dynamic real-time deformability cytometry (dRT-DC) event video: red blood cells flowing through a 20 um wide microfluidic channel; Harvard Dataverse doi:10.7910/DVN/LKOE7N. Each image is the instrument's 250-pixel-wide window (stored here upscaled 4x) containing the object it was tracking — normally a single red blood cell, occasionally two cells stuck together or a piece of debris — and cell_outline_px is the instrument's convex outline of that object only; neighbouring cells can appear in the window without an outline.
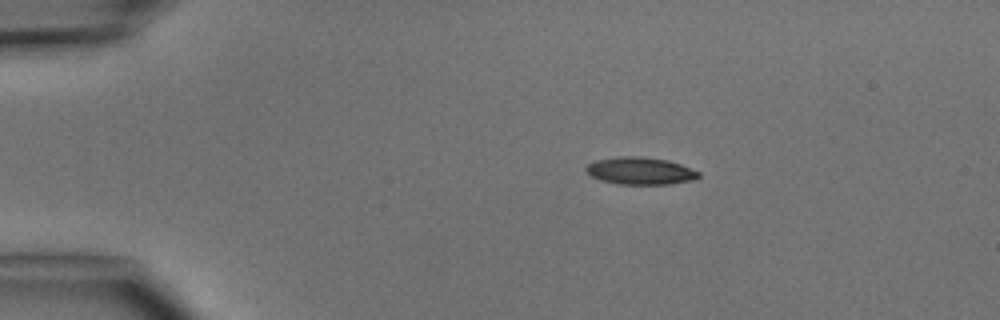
{"species": "common noctule bat (a hibernating species)", "species_latin": "Nyctalus noctula", "temperature_condition": "cold", "stored_images_in_passage": 5, "camera_frame_rate_fps": 3000, "um_per_image_px": 0.085, "animal": {"sex": "male", "body_mass_g": 15.6}, "frame": {"image": 1, "passage_image": 2, "time_ms": 1.333, "image_size_px": [1000, 320], "cell_outline_px": [[700, 176], [696, 180], [668, 184], [620, 184], [600, 180], [592, 176], [584, 168], [588, 164], [596, 160], [620, 156], [640, 156], [668, 160], [680, 164], [700, 172]], "centroid_in_image_um": [54.45, 14.52], "position_along_channel_um": 30.6, "area_um2": 17.92}}